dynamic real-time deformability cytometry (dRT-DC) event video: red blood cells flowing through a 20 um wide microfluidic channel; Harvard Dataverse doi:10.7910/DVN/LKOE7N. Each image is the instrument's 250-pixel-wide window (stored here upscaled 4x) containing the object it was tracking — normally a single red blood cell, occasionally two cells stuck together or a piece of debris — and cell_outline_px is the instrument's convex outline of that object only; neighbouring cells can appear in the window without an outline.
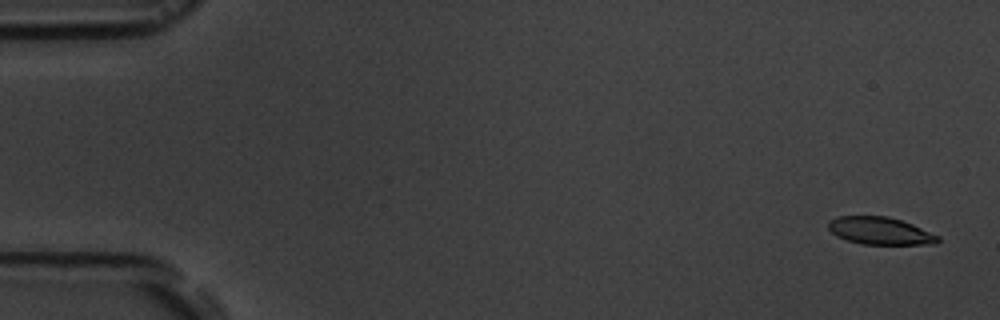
{"species": "common noctule bat (a hibernating species)", "species_latin": "Nyctalus noctula", "temperature_condition": "room temperature", "stored_images_in_passage": 7, "camera_frame_rate_fps": 3000, "um_per_image_px": 0.085, "animal": {"sex": "male", "body_mass_g": 19.5, "forearm_length_mm": 54.6}, "frame": {"image": 1, "passage_image": 1, "time_ms": 0.0, "image_size_px": [1000, 320], "cell_outline_px": [[940, 240], [936, 244], [860, 244], [836, 236], [828, 228], [828, 220], [836, 216], [888, 216], [912, 224], [940, 236]], "centroid_in_image_um": [74.79, 19.62], "position_along_channel_um": 10.2, "area_um2": 17.57}}
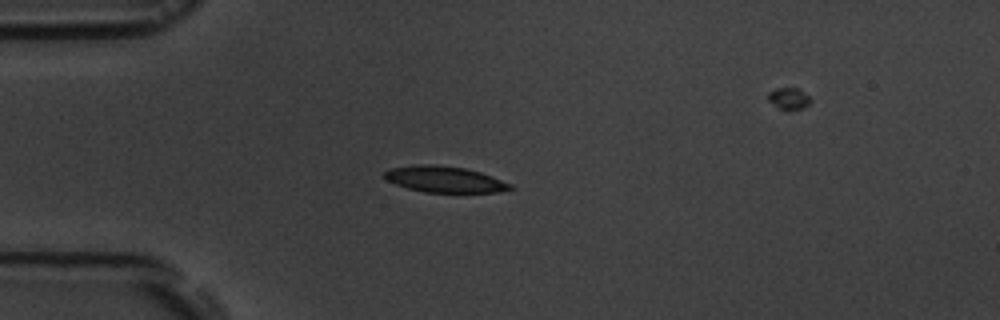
{"frame": {"image": 2, "passage_image": 5, "time_ms": 4.333, "image_size_px": [1000, 320], "cell_outline_px": [[516, 188], [496, 192], [424, 192], [408, 188], [396, 184], [388, 180], [384, 176], [384, 172], [388, 168], [416, 164], [428, 164], [464, 168], [480, 172], [492, 176], [512, 184]], "centroid_in_image_um": [37.79, 15.24], "position_along_channel_um": 47.2, "area_um2": 19.07}}
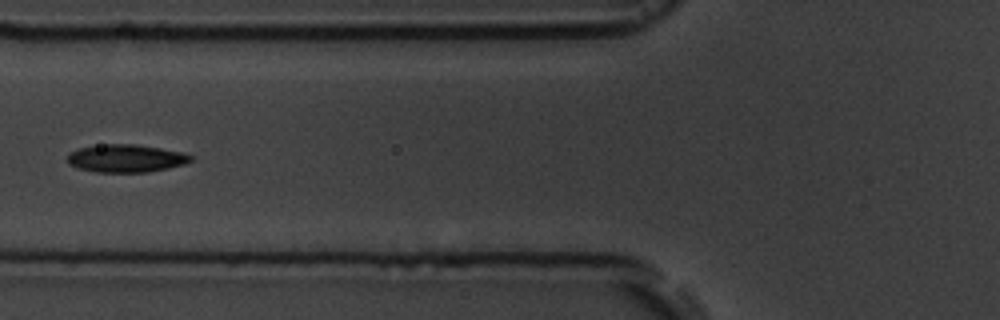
{"frame": {"image": 3, "passage_image": 7, "time_ms": 6.667, "image_size_px": [1000, 320], "cell_outline_px": [[192, 160], [184, 164], [168, 168], [148, 172], [96, 172], [76, 168], [68, 164], [68, 156], [72, 152], [80, 148], [104, 144], [136, 144], [184, 152], [192, 156]], "centroid_in_image_um": [10.72, 13.46], "position_along_channel_um": 115.1, "area_um2": 19.94}}